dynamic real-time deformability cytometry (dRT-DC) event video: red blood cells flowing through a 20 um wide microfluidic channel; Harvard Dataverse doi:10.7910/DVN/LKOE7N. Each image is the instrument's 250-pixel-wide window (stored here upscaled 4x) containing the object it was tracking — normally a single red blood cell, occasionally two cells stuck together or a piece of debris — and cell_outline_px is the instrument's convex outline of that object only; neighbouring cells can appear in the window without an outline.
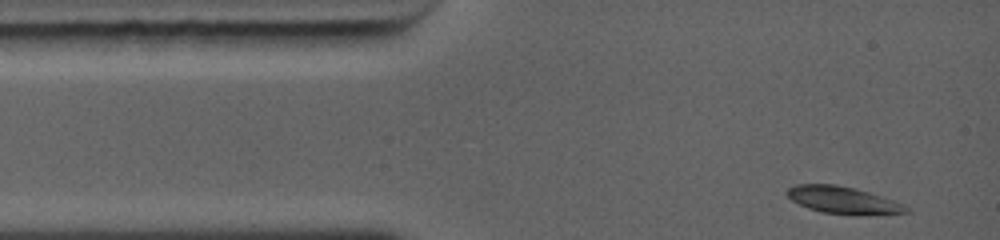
{"species": "common noctule bat (a hibernating species)", "species_latin": "Nyctalus noctula", "temperature_condition": "warm", "stored_images_in_passage": 16, "camera_frame_rate_fps": 5000, "um_per_image_px": 0.085, "animal": {"sex": "female", "body_mass_g": 19.0, "forearm_length_mm": 56.7}, "frame": {"image": 1, "passage_image": 1, "time_ms": 0.0, "image_size_px": [1000, 240], "cell_outline_px": [[908, 212], [820, 212], [808, 208], [792, 200], [788, 196], [788, 188], [800, 184], [832, 184], [852, 188], [876, 196], [908, 208]], "centroid_in_image_um": [71.42, 16.96], "position_along_channel_um": 13.6, "area_um2": 16.76}}
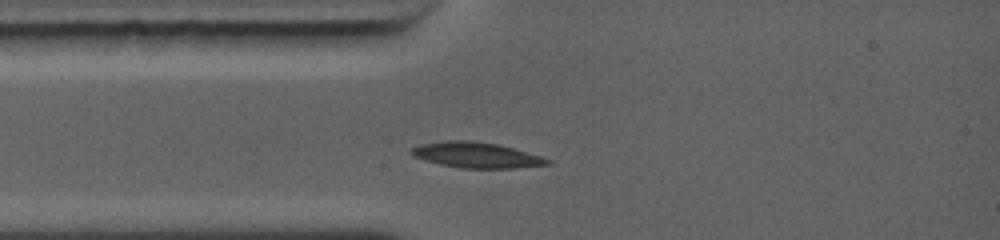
{"frame": {"image": 2, "passage_image": 13, "time_ms": 1.8, "image_size_px": [1000, 240], "cell_outline_px": [[552, 160], [548, 164], [512, 168], [460, 168], [440, 164], [412, 156], [408, 152], [412, 148], [420, 144], [452, 140], [464, 140], [496, 144], [512, 148], [540, 156]], "centroid_in_image_um": [40.44, 13.18], "position_along_channel_um": 44.6, "area_um2": 19.88}}